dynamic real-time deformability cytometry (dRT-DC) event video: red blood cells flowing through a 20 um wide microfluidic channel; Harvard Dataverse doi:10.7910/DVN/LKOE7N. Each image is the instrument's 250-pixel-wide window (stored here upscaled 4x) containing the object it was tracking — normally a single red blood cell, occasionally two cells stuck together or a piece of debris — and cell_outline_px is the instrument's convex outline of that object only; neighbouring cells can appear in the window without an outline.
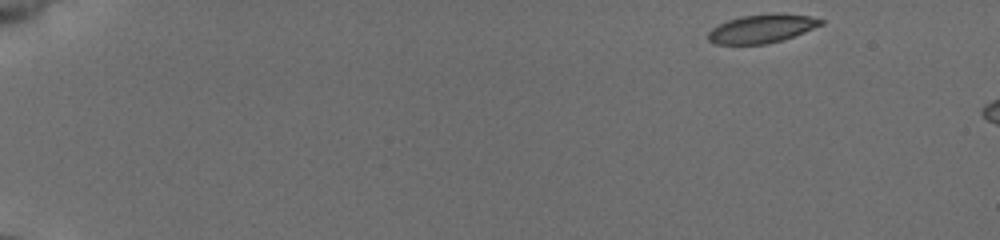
{"species": "common noctule bat (a hibernating species)", "species_latin": "Nyctalus noctula", "temperature_condition": "cold", "stored_images_in_passage": 12, "camera_frame_rate_fps": 3000, "um_per_image_px": 0.085, "animal": {"sex": "female", "body_mass_g": 19.5, "forearm_length_mm": 54.1}, "frame": {"image": 1, "passage_image": 1, "time_ms": 0.0, "image_size_px": [1000, 240], "cell_outline_px": [[824, 24], [804, 32], [780, 40], [764, 44], [716, 44], [708, 40], [708, 32], [712, 28], [728, 20], [744, 16], [808, 16], [824, 20]], "centroid_in_image_um": [64.7, 2.48], "position_along_channel_um": 20.3, "area_um2": 17.63}}